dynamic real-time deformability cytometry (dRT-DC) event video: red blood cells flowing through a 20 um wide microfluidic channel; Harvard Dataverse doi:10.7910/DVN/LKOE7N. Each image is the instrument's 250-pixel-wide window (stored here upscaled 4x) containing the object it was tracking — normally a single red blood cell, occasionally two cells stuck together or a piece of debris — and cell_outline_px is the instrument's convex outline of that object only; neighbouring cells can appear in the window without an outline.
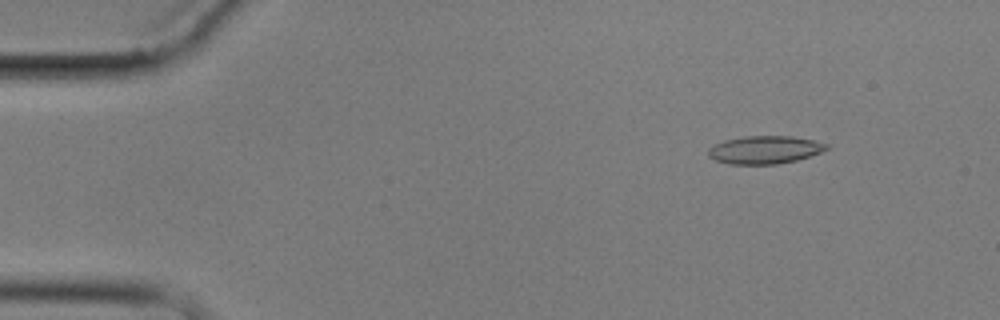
{"species": "common noctule bat (a hibernating species)", "species_latin": "Nyctalus noctula", "temperature_condition": "cold", "stored_images_in_passage": 4, "segment_of_instrument_passage": [2, 2], "camera_frame_rate_fps": 3000, "um_per_image_px": 0.085, "animal": {"sex": "male", "body_mass_g": 17.9}, "frame": {"image": 1, "passage_image": 4, "time_ms": 5.0, "image_size_px": [1000, 320], "cell_outline_px": [[828, 148], [820, 152], [796, 160], [776, 164], [728, 164], [716, 160], [708, 156], [708, 148], [724, 140], [748, 136], [792, 136], [812, 140], [828, 144]], "centroid_in_image_um": [64.98, 12.73], "position_along_channel_um": 20.0, "area_um2": 19.02}}